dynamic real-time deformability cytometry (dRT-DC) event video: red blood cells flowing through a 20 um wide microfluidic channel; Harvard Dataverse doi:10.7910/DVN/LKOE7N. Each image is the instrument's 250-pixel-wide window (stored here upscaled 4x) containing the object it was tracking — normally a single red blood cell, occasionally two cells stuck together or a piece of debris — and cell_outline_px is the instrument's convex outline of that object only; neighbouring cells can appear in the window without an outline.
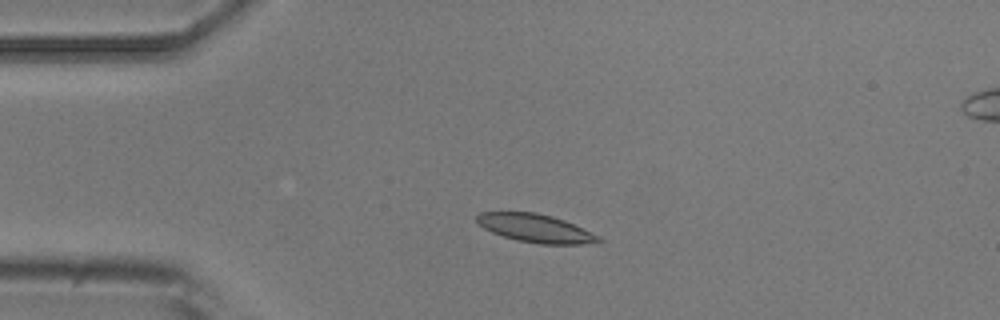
{"species": "common noctule bat (a hibernating species)", "species_latin": "Nyctalus noctula", "temperature_condition": "room temperature", "stored_images_in_passage": 5, "camera_frame_rate_fps": 3000, "um_per_image_px": 0.085, "animal": {"sex": "male", "body_mass_g": 20.5, "forearm_length_mm": 52.5}, "frame": {"image": 1, "passage_image": 3, "time_ms": 2.333, "image_size_px": [1000, 320], "cell_outline_px": [[604, 240], [580, 244], [540, 244], [516, 240], [492, 232], [476, 224], [476, 216], [480, 212], [536, 212], [552, 216], [564, 220], [600, 236]], "centroid_in_image_um": [45.48, 19.39], "position_along_channel_um": 39.5, "area_um2": 19.94}}